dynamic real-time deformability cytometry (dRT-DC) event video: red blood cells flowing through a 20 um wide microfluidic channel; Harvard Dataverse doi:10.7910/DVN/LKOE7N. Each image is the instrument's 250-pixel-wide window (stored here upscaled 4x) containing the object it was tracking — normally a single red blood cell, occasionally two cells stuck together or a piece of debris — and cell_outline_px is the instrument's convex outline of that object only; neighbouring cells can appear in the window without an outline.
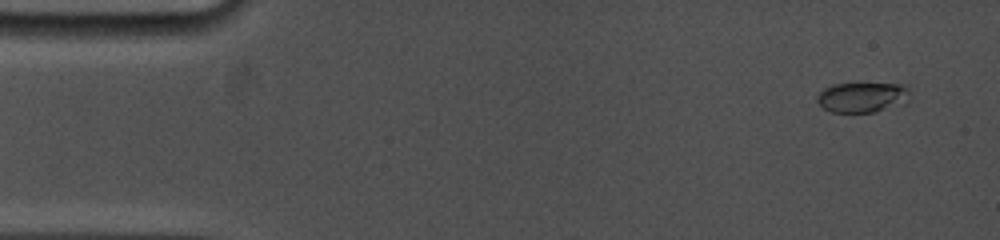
{"species": "common noctule bat (a hibernating species)", "species_latin": "Nyctalus noctula", "temperature_condition": "cold", "stored_images_in_passage": 16, "camera_frame_rate_fps": 5000, "um_per_image_px": 0.085, "animal": {"sex": "female", "body_mass_g": 19.0, "forearm_length_mm": 53.3}, "frame": {"image": 1, "passage_image": 2, "time_ms": 0.6, "image_size_px": [1000, 240], "cell_outline_px": [[908, 100], [904, 104], [872, 112], [832, 112], [824, 108], [816, 100], [816, 96], [824, 88], [832, 84], [908, 84]], "centroid_in_image_um": [73.3, 8.26], "position_along_channel_um": 11.7, "area_um2": 16.24}}
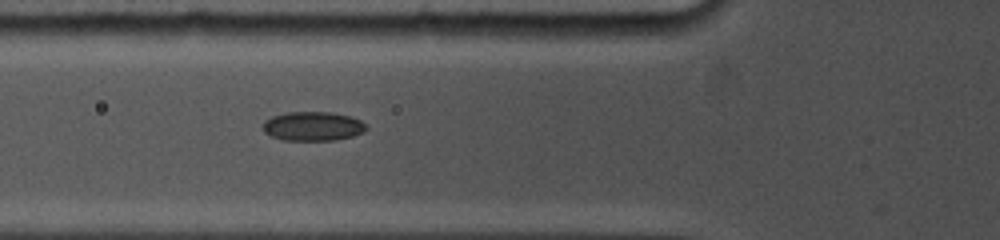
{"frame": {"image": 2, "passage_image": 12, "time_ms": 5.8, "image_size_px": [1000, 240], "cell_outline_px": [[368, 128], [364, 132], [352, 136], [336, 140], [284, 140], [272, 136], [264, 132], [264, 120], [272, 116], [288, 112], [332, 112], [352, 116], [368, 124]], "centroid_in_image_um": [26.65, 10.72], "position_along_channel_um": 99.2, "area_um2": 17.69}}
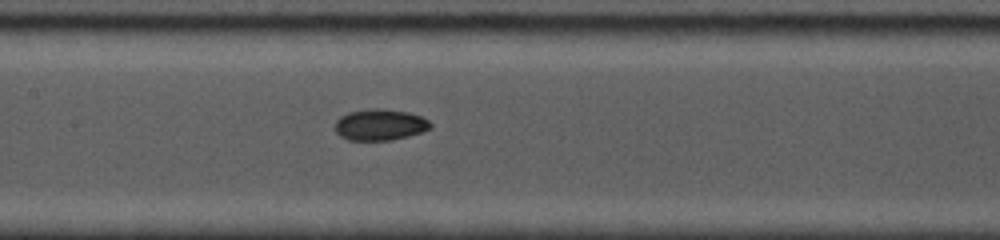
{"frame": {"image": 3, "passage_image": 16, "time_ms": 7.8, "image_size_px": [1000, 240], "cell_outline_px": [[432, 128], [408, 136], [392, 140], [348, 140], [340, 136], [336, 132], [336, 120], [340, 116], [348, 112], [372, 108], [380, 108], [408, 112], [420, 116], [428, 120], [432, 124]], "centroid_in_image_um": [32.29, 10.6], "position_along_channel_um": 175.1, "area_um2": 17.4}}